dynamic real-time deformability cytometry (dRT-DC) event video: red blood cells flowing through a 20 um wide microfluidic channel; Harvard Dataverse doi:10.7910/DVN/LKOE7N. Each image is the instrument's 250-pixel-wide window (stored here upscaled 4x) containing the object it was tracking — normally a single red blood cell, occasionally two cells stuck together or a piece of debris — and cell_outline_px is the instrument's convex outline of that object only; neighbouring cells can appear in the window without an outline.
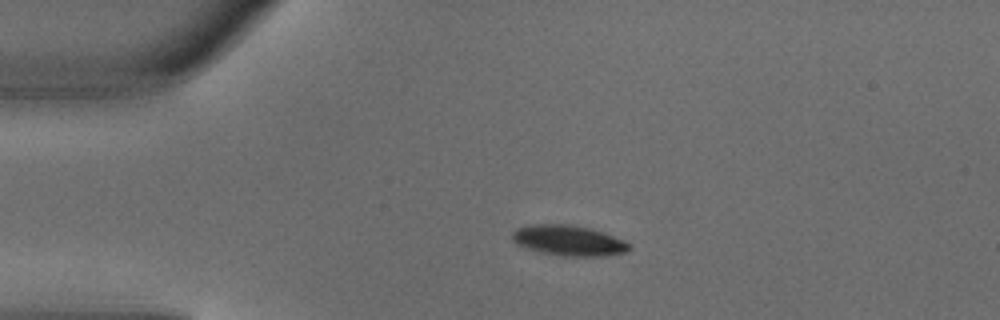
{"species": "common noctule bat (a hibernating species)", "species_latin": "Nyctalus noctula", "temperature_condition": "warm", "stored_images_in_passage": 2, "camera_frame_rate_fps": 3000, "um_per_image_px": 0.085, "animal": {"sex": "male", "body_mass_g": 18.8}, "frame": {"image": 1, "passage_image": 2, "time_ms": 0.333, "image_size_px": [1000, 320], "cell_outline_px": [[628, 248], [624, 252], [600, 256], [564, 256], [540, 252], [524, 248], [516, 244], [512, 240], [512, 232], [516, 228], [532, 224], [568, 224], [588, 228], [624, 240], [628, 244]], "centroid_in_image_um": [48.23, 20.44], "position_along_channel_um": 36.8, "area_um2": 20.46}}